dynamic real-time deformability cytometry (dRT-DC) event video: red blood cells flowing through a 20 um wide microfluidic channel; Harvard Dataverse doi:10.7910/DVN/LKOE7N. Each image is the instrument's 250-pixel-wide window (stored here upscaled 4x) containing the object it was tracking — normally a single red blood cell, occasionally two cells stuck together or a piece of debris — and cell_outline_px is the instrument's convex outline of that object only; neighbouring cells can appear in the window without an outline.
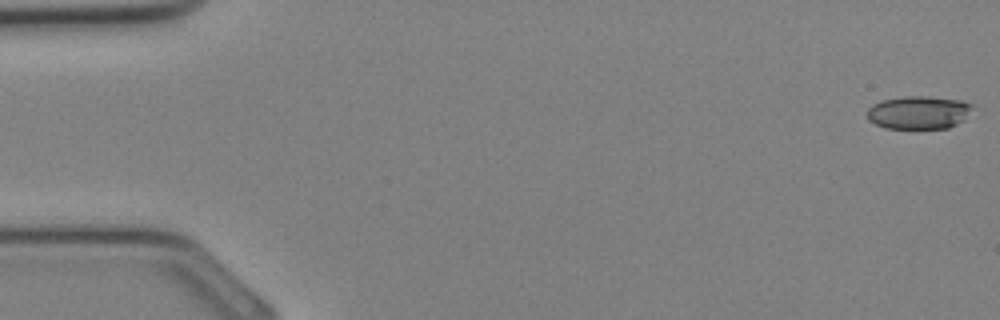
{"species": "Egyptian fruit bat (a non-hibernating species)", "species_latin": "Rousettus aegyptiacus", "temperature_condition": "cold", "stored_images_in_passage": 34, "camera_frame_rate_fps": 3000, "um_per_image_px": 0.085, "animal": {"sex": "female"}, "frame": {"image": 1, "passage_image": 1, "time_ms": 0.0, "image_size_px": [1000, 320], "cell_outline_px": [[976, 104], [964, 120], [948, 128], [884, 128], [868, 120], [868, 108], [872, 104], [880, 100], [904, 96], [928, 96], [960, 100]], "centroid_in_image_um": [78.1, 9.54], "position_along_channel_um": 6.9, "area_um2": 20.52}}
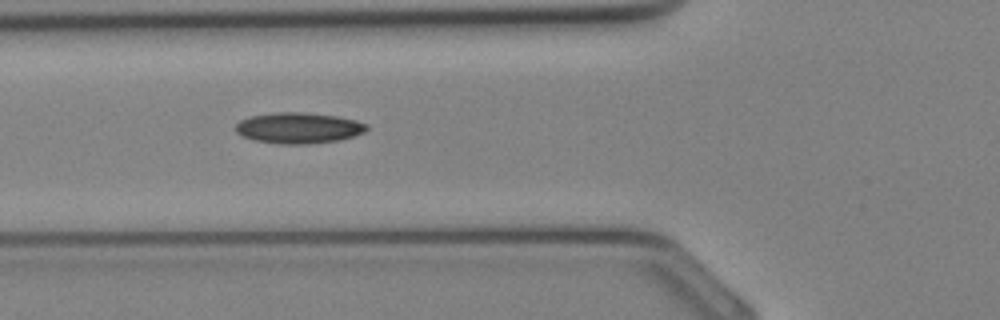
{"frame": {"image": 2, "passage_image": 13, "time_ms": 4.0, "image_size_px": [1000, 320], "cell_outline_px": [[368, 128], [364, 132], [340, 140], [304, 144], [280, 144], [252, 140], [236, 132], [236, 124], [240, 120], [252, 116], [272, 112], [300, 112], [336, 116], [356, 120], [368, 124]], "centroid_in_image_um": [25.37, 10.87], "position_along_channel_um": 100.4, "area_um2": 23.52}}
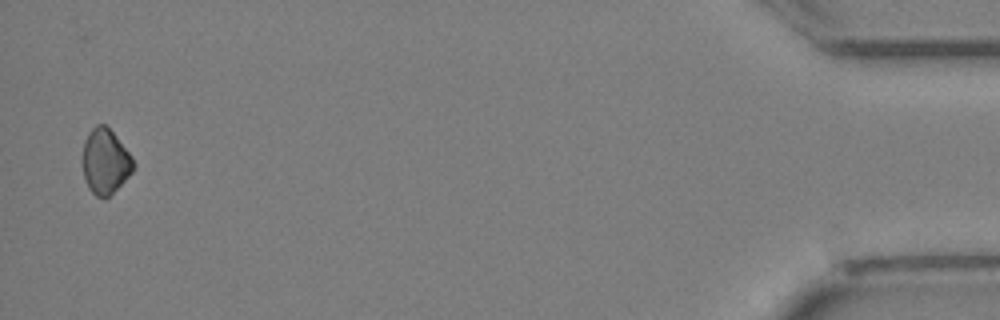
{"frame": {"image": 3, "passage_image": 34, "time_ms": 11.0, "image_size_px": [1000, 320], "cell_outline_px": [[136, 164], [132, 172], [108, 196], [96, 196], [88, 188], [84, 176], [80, 160], [80, 156], [84, 140], [88, 132], [96, 124], [104, 124], [112, 132], [132, 156]], "centroid_in_image_um": [8.9, 13.69], "position_along_channel_um": 426.3, "area_um2": 19.36}}